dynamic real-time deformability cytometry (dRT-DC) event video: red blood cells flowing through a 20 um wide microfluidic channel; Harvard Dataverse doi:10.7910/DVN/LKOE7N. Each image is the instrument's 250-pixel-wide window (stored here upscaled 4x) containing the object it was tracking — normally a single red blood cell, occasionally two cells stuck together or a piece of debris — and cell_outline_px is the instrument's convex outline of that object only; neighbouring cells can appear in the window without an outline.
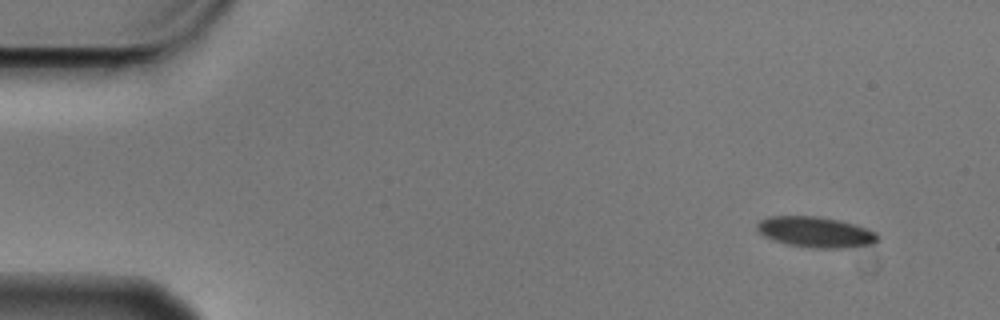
{"species": "Egyptian fruit bat (a non-hibernating species)", "species_latin": "Rousettus aegyptiacus", "temperature_condition": "cold", "stored_images_in_passage": 3, "camera_frame_rate_fps": 3000, "um_per_image_px": 0.085, "animal": {"sex": "male"}, "frame": {"image": 1, "passage_image": 1, "time_ms": 0.0, "image_size_px": [1000, 320], "cell_outline_px": [[876, 240], [872, 244], [848, 248], [812, 248], [788, 244], [772, 240], [764, 236], [756, 228], [756, 224], [760, 220], [768, 216], [816, 216], [840, 220], [856, 224], [876, 232]], "centroid_in_image_um": [69.3, 19.72], "position_along_channel_um": 15.7, "area_um2": 21.62}}